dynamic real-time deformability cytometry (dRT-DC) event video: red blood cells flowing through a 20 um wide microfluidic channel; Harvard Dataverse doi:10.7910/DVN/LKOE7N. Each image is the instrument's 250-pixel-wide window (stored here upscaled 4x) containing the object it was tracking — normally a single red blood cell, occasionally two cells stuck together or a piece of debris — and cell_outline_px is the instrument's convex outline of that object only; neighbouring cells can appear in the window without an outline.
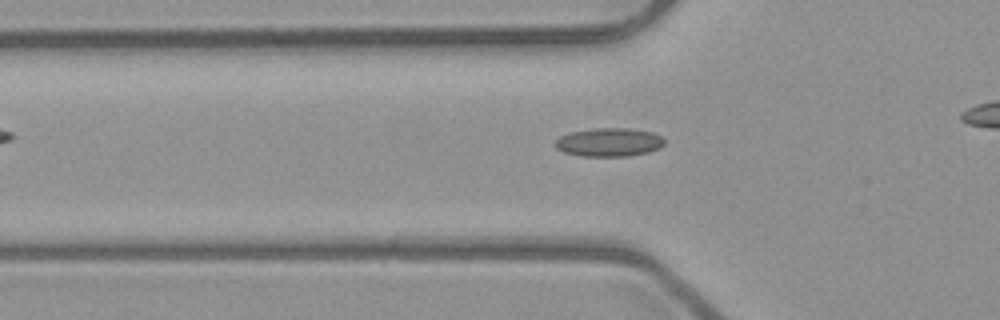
{"species": "common noctule bat (a hibernating species)", "species_latin": "Nyctalus noctula", "temperature_condition": "room temperature", "stored_images_in_passage": 42, "camera_frame_rate_fps": 3000, "um_per_image_px": 0.085, "animal": {"sex": "male", "body_mass_g": 23.1, "forearm_length_mm": 52.7}, "frame": {"image": 1, "passage_image": 17, "time_ms": 5.333, "image_size_px": [1000, 320], "cell_outline_px": [[664, 144], [660, 148], [648, 152], [628, 156], [580, 156], [564, 152], [556, 148], [556, 140], [560, 136], [572, 132], [592, 128], [628, 128], [652, 132], [660, 136], [664, 140]], "centroid_in_image_um": [51.77, 12.09], "position_along_channel_um": 74.0, "area_um2": 18.09}}
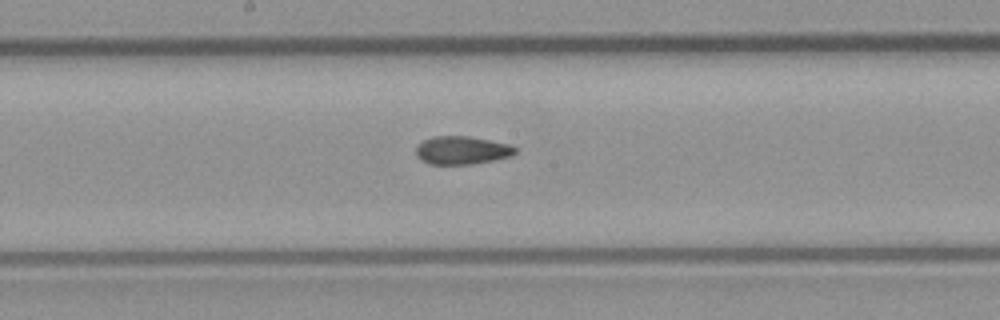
{"frame": {"image": 2, "passage_image": 27, "time_ms": 8.667, "image_size_px": [1000, 320], "cell_outline_px": [[516, 152], [512, 156], [472, 164], [428, 164], [420, 160], [416, 156], [416, 144], [432, 136], [468, 136], [508, 144], [516, 148]], "centroid_in_image_um": [39.21, 12.77], "position_along_channel_um": 209.0, "area_um2": 16.3}}
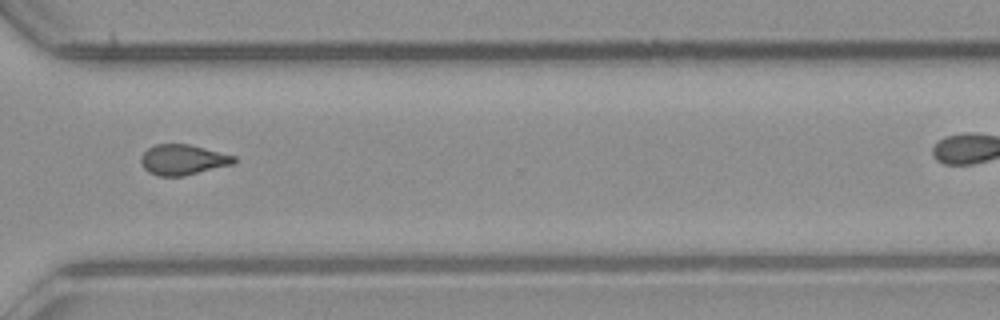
{"frame": {"image": 3, "passage_image": 38, "time_ms": 12.333, "image_size_px": [1000, 320], "cell_outline_px": [[236, 160], [232, 164], [184, 176], [160, 176], [148, 172], [140, 164], [140, 156], [148, 148], [156, 144], [188, 144], [236, 156]], "centroid_in_image_um": [15.51, 13.58], "position_along_channel_um": 355.1, "area_um2": 16.42}}